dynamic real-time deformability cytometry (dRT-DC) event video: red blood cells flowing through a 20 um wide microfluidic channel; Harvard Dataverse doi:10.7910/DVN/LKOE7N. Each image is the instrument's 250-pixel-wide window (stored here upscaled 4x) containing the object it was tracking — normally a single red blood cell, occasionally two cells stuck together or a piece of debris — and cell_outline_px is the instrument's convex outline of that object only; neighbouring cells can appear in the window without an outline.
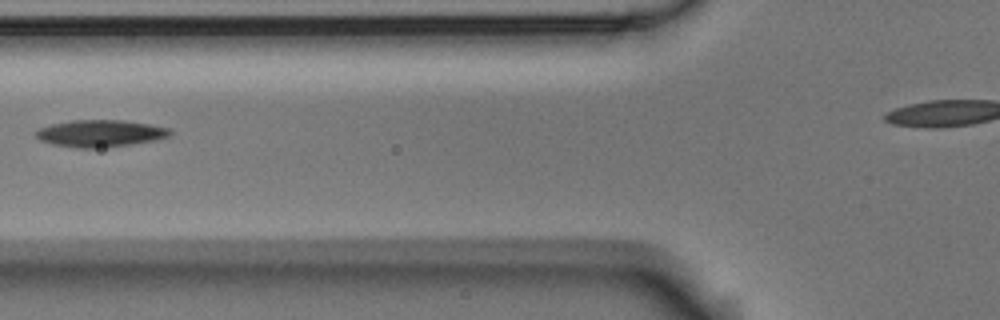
{"species": "Egyptian fruit bat (a non-hibernating species)", "species_latin": "Rousettus aegyptiacus", "temperature_condition": "room temperature", "stored_images_in_passage": 7, "camera_frame_rate_fps": 3000, "um_per_image_px": 0.085, "animal": {"sex": "male"}, "frame": {"image": 1, "passage_image": 6, "time_ms": 5.667, "image_size_px": [1000, 320], "cell_outline_px": [[172, 132], [168, 136], [152, 140], [128, 144], [96, 148], [76, 148], [52, 144], [40, 140], [32, 132], [40, 128], [52, 124], [72, 120], [120, 120], [148, 124], [168, 128]], "centroid_in_image_um": [8.44, 11.33], "position_along_channel_um": 117.4, "area_um2": 20.75}}
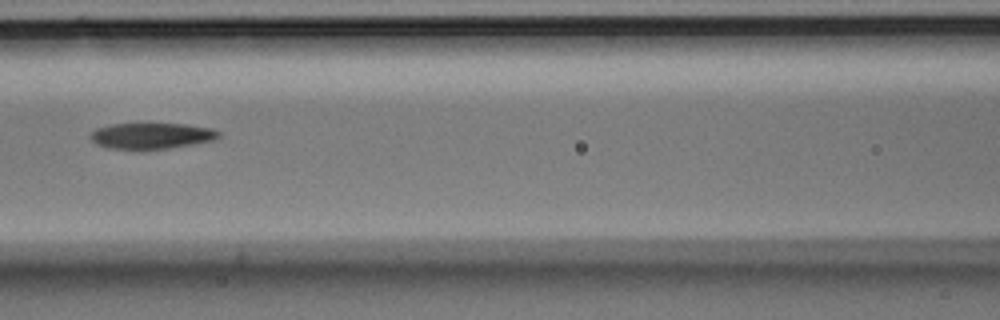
{"frame": {"image": 2, "passage_image": 7, "time_ms": 6.667, "image_size_px": [1000, 320], "cell_outline_px": [[220, 136], [216, 140], [172, 148], [140, 152], [108, 148], [96, 144], [92, 140], [92, 132], [96, 128], [112, 124], [188, 124], [212, 128], [220, 132]], "centroid_in_image_um": [12.9, 11.58], "position_along_channel_um": 153.7, "area_um2": 20.11}}